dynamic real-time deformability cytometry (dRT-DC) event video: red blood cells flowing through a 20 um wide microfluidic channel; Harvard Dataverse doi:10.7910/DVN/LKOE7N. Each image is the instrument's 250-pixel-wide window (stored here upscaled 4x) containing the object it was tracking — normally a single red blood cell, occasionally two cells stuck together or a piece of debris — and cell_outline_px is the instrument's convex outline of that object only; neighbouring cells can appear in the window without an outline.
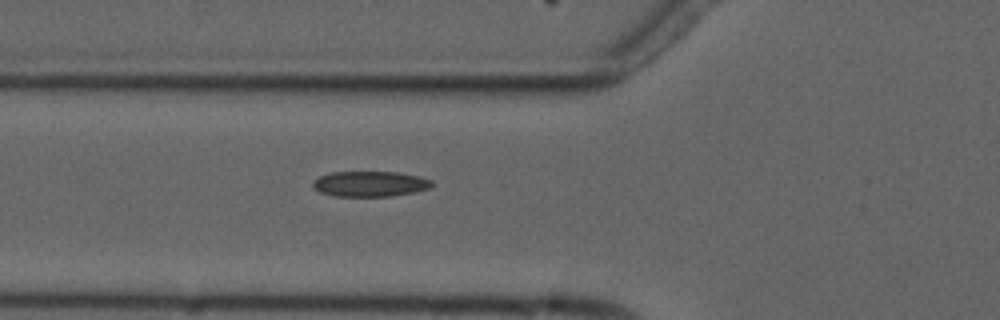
{"species": "common noctule bat (a hibernating species)", "species_latin": "Nyctalus noctula", "temperature_condition": "cold", "stored_images_in_passage": 5, "camera_frame_rate_fps": 3000, "um_per_image_px": 0.085, "animal": {"sex": "male", "forearm_length_mm": 52.5}, "frame": {"image": 1, "passage_image": 5, "time_ms": 5.667, "image_size_px": [1000, 320], "cell_outline_px": [[436, 184], [432, 188], [416, 192], [392, 196], [336, 196], [320, 192], [312, 188], [312, 180], [320, 176], [332, 172], [396, 172], [420, 176], [432, 180]], "centroid_in_image_um": [31.5, 15.63], "position_along_channel_um": 94.3, "area_um2": 17.92}}